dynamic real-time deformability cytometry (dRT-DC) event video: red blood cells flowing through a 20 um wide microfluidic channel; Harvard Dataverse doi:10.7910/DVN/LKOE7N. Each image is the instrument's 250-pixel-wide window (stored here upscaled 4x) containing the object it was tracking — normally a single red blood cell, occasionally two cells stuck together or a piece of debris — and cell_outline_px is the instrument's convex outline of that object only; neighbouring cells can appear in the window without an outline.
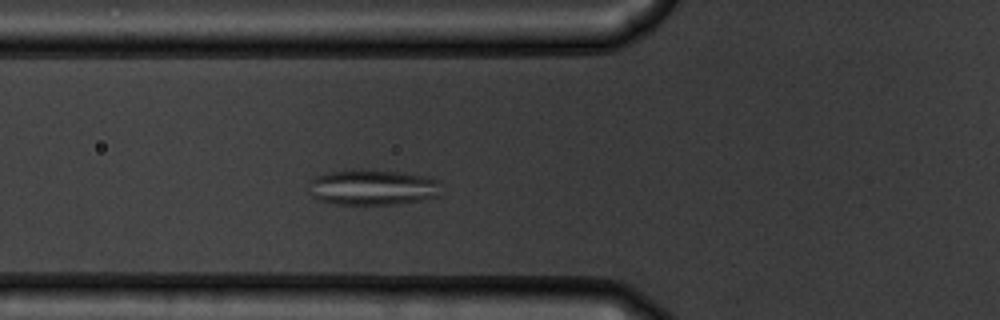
{"species": "common noctule bat (a hibernating species)", "species_latin": "Nyctalus noctula", "temperature_condition": "warm", "stored_images_in_passage": 44, "camera_frame_rate_fps": 3000, "um_per_image_px": 0.085, "animal": {"sex": "male", "body_mass_g": 19.5, "forearm_length_mm": 54.6}, "frame": {"image": 1, "passage_image": 9, "time_ms": 2.667, "image_size_px": [1000, 320], "cell_outline_px": [[440, 180], [436, 196], [420, 200], [396, 204], [336, 204], [320, 200], [312, 196], [308, 184], [308, 180], [316, 176], [328, 172], [352, 168], [360, 168], [404, 172], [428, 176]], "centroid_in_image_um": [31.62, 15.89], "position_along_channel_um": 94.2, "area_um2": 27.86}}
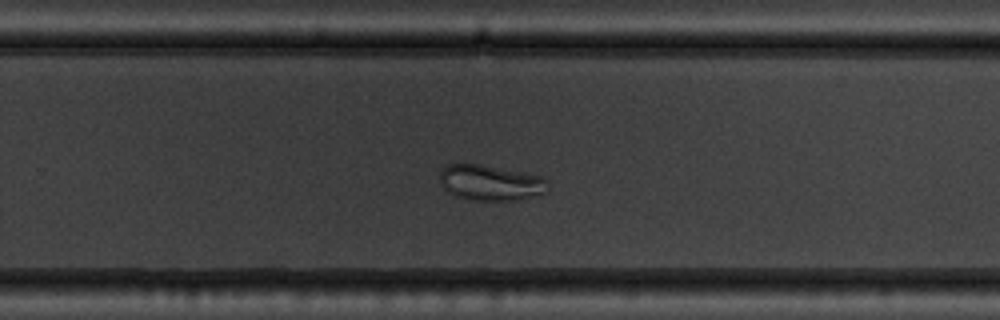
{"frame": {"image": 2, "passage_image": 25, "time_ms": 8.0, "image_size_px": [1000, 320], "cell_outline_px": [[548, 188], [544, 192], [516, 200], [468, 200], [456, 196], [448, 192], [440, 184], [440, 172], [448, 164], [480, 164], [540, 176], [548, 180]], "centroid_in_image_um": [41.65, 15.53], "position_along_channel_um": 288.2, "area_um2": 22.14}}
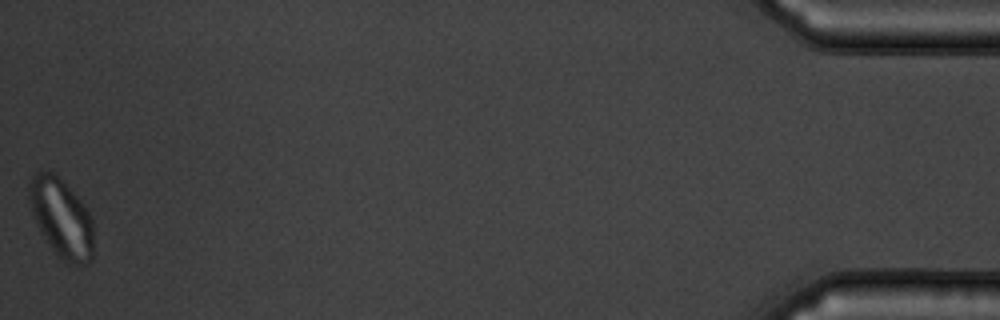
{"frame": {"image": 3, "passage_image": 44, "time_ms": 14.333, "image_size_px": [1000, 320], "cell_outline_px": [[92, 260], [88, 264], [68, 264], [60, 260], [40, 232], [32, 212], [28, 196], [28, 180], [36, 172], [48, 168], [84, 204], [92, 220]], "centroid_in_image_um": [5.19, 18.54], "position_along_channel_um": 430.0, "area_um2": 29.59}, "authors_computed_cell_mechanics": {"area_um2": 25.9233, "velocity_mm_per_s": 3.6432, "shape_relaxation_time_tau1_ms": 4.1726, "shape_relaxation_time_tau2_ms": 1.0397, "deformation_change_tau1": 0.1149, "deformation_change_tau2": 0.0497}}